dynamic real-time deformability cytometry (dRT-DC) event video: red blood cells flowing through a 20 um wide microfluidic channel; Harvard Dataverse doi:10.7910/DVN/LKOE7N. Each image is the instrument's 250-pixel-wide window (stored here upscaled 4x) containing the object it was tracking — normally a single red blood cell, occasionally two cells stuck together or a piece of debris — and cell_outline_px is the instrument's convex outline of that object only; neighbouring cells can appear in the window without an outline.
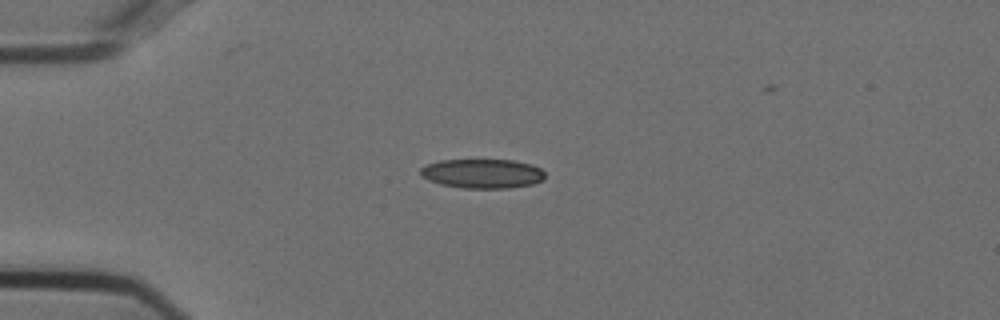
{"species": "Egyptian fruit bat (a non-hibernating species)", "species_latin": "Rousettus aegyptiacus", "temperature_condition": "cold", "stored_images_in_passage": 29, "camera_frame_rate_fps": 3000, "um_per_image_px": 0.085, "animal": {"sex": "female"}, "frame": {"image": 1, "passage_image": 1, "time_ms": 0.0, "image_size_px": [1000, 320], "cell_outline_px": [[544, 180], [532, 184], [508, 188], [464, 188], [440, 184], [428, 180], [420, 176], [420, 168], [428, 164], [440, 160], [512, 160], [532, 164], [540, 168], [544, 172]], "centroid_in_image_um": [41.0, 14.75], "position_along_channel_um": 44.0, "area_um2": 21.33}}
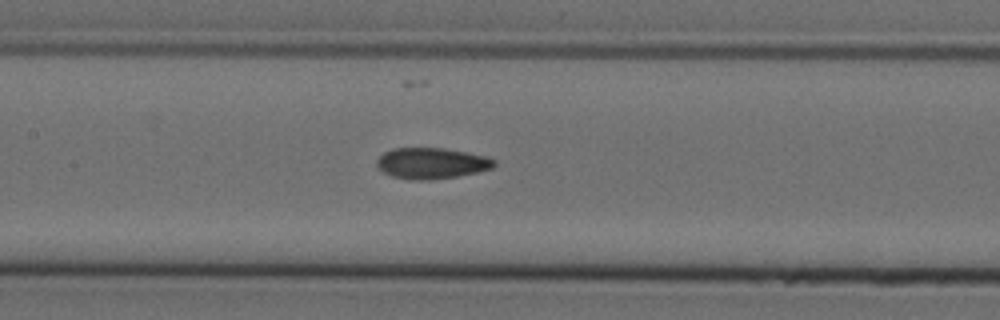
{"frame": {"image": 2, "passage_image": 13, "time_ms": 4.0, "image_size_px": [1000, 320], "cell_outline_px": [[496, 164], [492, 168], [476, 172], [456, 176], [428, 180], [408, 180], [392, 176], [380, 172], [376, 164], [376, 160], [384, 152], [392, 148], [444, 148], [468, 152], [488, 156], [496, 160]], "centroid_in_image_um": [36.66, 13.87], "position_along_channel_um": 170.7, "area_um2": 21.44}}
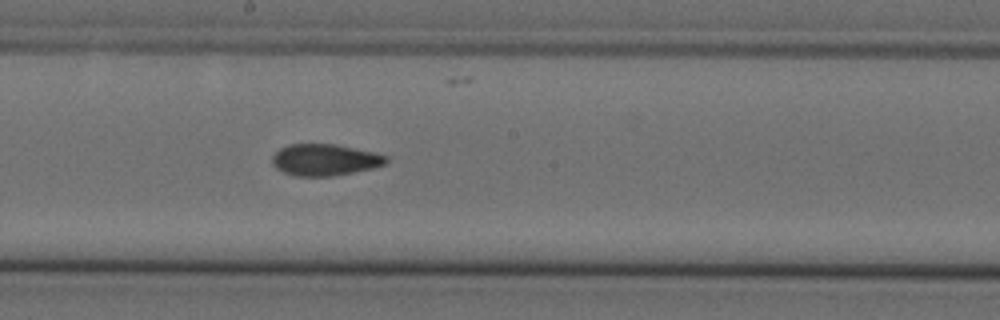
{"frame": {"image": 3, "passage_image": 17, "time_ms": 5.333, "image_size_px": [1000, 320], "cell_outline_px": [[388, 160], [384, 164], [372, 168], [332, 176], [296, 176], [284, 172], [276, 168], [272, 164], [272, 156], [280, 148], [288, 144], [336, 144], [376, 152], [388, 156]], "centroid_in_image_um": [27.61, 13.57], "position_along_channel_um": 220.6, "area_um2": 20.98}}